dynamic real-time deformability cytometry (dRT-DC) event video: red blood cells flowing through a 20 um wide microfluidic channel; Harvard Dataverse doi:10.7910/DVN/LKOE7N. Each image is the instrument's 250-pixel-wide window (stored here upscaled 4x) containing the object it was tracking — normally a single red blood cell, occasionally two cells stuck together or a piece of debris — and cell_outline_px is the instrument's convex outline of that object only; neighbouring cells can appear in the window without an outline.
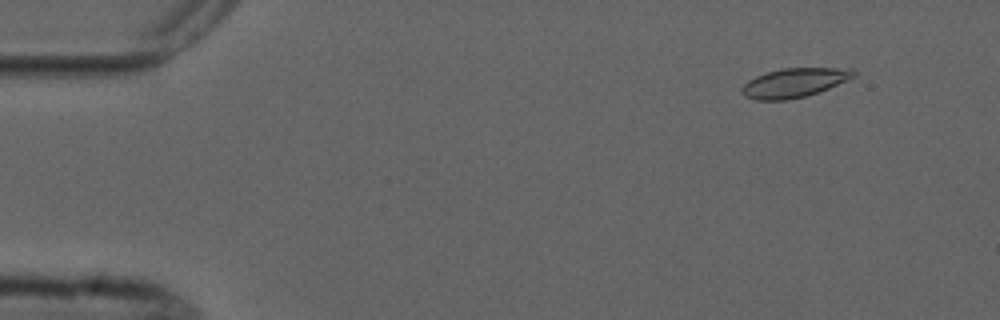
{"species": "common noctule bat (a hibernating species)", "species_latin": "Nyctalus noctula", "temperature_condition": "cold", "stored_images_in_passage": 4, "camera_frame_rate_fps": 3000, "um_per_image_px": 0.085, "animal": {"sex": "male", "forearm_length_mm": 52.5}, "frame": {"image": 1, "passage_image": 1, "time_ms": 0.0, "image_size_px": [1000, 320], "cell_outline_px": [[856, 76], [828, 88], [804, 96], [788, 100], [756, 100], [744, 96], [740, 92], [740, 88], [748, 80], [756, 76], [768, 72], [784, 68], [852, 68], [856, 72]], "centroid_in_image_um": [67.48, 7.03], "position_along_channel_um": 17.5, "area_um2": 18.9}}
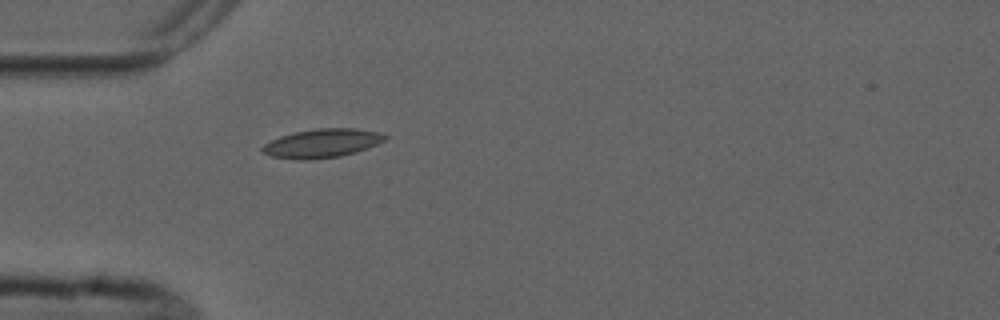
{"frame": {"image": 2, "passage_image": 4, "time_ms": 3.667, "image_size_px": [1000, 320], "cell_outline_px": [[388, 136], [384, 140], [368, 148], [356, 152], [340, 156], [308, 160], [300, 160], [272, 156], [264, 152], [260, 148], [264, 144], [280, 136], [296, 132], [316, 128], [356, 128], [380, 132]], "centroid_in_image_um": [27.39, 12.17], "position_along_channel_um": 57.6, "area_um2": 20.46}}